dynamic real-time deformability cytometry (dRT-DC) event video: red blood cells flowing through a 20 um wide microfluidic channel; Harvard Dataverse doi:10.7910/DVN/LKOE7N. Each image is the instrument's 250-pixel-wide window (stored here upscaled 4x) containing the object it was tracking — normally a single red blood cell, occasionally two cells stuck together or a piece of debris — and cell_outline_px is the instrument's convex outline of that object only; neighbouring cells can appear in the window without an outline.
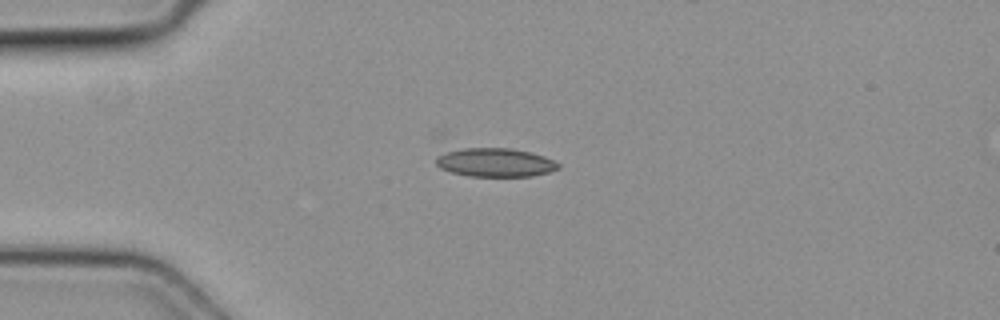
{"species": "common noctule bat (a hibernating species)", "species_latin": "Nyctalus noctula", "temperature_condition": "cold", "stored_images_in_passage": 5, "camera_frame_rate_fps": 3000, "um_per_image_px": 0.085, "animal": {"sex": "female", "body_mass_g": 19.3, "forearm_length_mm": 54.1}, "frame": {"image": 1, "passage_image": 3, "time_ms": 0.667, "image_size_px": [1000, 320], "cell_outline_px": [[560, 168], [548, 172], [532, 176], [468, 176], [452, 172], [440, 168], [436, 164], [436, 156], [448, 152], [464, 148], [512, 148], [532, 152], [544, 156], [560, 164]], "centroid_in_image_um": [42.12, 13.81], "position_along_channel_um": 42.9, "area_um2": 20.35}}
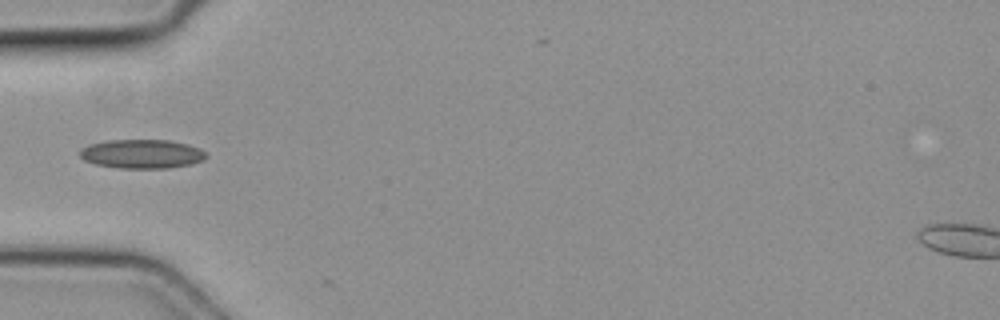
{"frame": {"image": 2, "passage_image": 4, "time_ms": 1.0, "image_size_px": [1000, 320], "cell_outline_px": [[208, 156], [204, 160], [192, 164], [168, 168], [120, 168], [96, 164], [84, 160], [80, 156], [80, 148], [88, 144], [108, 140], [168, 140], [188, 144], [200, 148]], "centroid_in_image_um": [12.07, 13.08], "position_along_channel_um": 72.9, "area_um2": 21.44}}
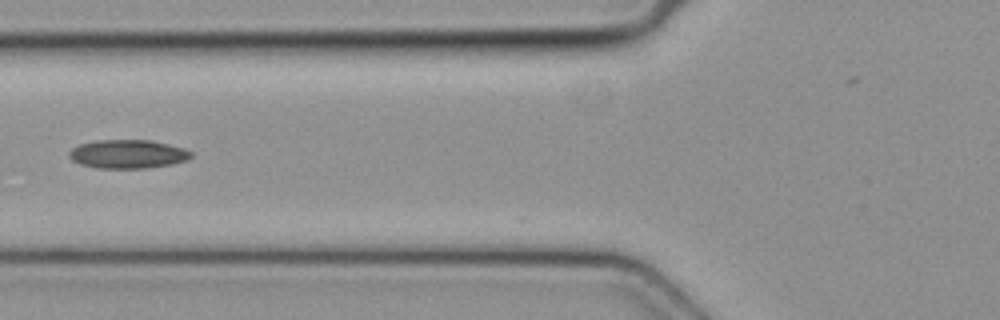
{"frame": {"image": 3, "passage_image": 5, "time_ms": 1.333, "image_size_px": [1000, 320], "cell_outline_px": [[192, 156], [188, 160], [172, 164], [144, 168], [96, 168], [80, 164], [72, 160], [68, 156], [68, 152], [72, 148], [80, 144], [96, 140], [152, 140], [184, 148], [192, 152]], "centroid_in_image_um": [10.86, 13.09], "position_along_channel_um": 114.9, "area_um2": 20.46}}